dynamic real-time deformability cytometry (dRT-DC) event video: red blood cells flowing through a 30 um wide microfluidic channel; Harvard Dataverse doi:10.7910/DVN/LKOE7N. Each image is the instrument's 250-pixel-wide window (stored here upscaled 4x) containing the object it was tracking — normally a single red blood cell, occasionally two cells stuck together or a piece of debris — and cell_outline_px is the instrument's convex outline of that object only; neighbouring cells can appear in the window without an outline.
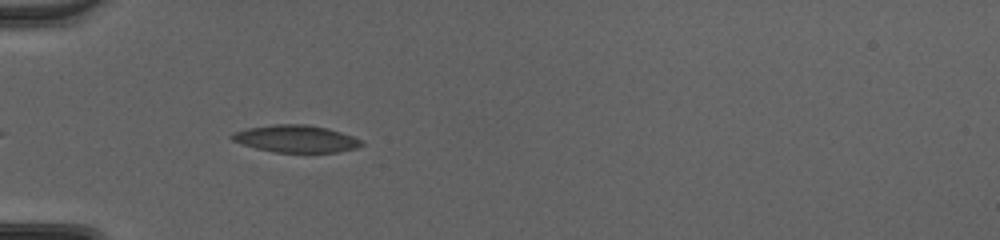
{"species": "common noctule bat (a hibernating species)", "species_latin": "Nyctalus noctula", "temperature_condition": "cold", "stored_images_in_passage": 37, "camera_frame_rate_fps": 3000, "um_per_image_px": 0.085, "animal": {"sex": "female", "body_mass_g": 20.0, "forearm_length_mm": 54.0}, "frame": {"image": 1, "passage_image": 3, "time_ms": 0.667, "image_size_px": [1000, 240], "cell_outline_px": [[364, 144], [356, 148], [336, 152], [276, 152], [244, 144], [232, 140], [228, 136], [232, 132], [248, 128], [276, 124], [304, 124], [324, 128], [340, 132], [352, 136], [360, 140]], "centroid_in_image_um": [25.13, 11.79], "position_along_channel_um": 59.9, "area_um2": 20.11}}
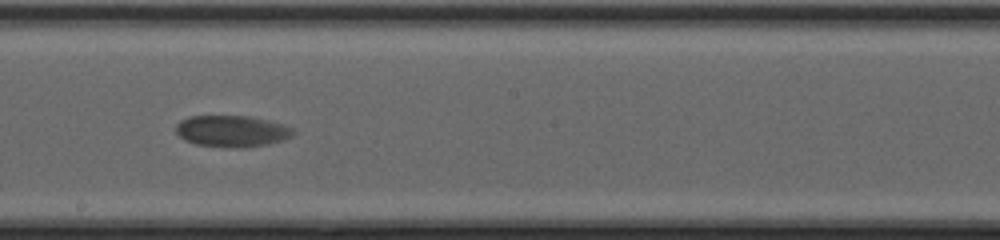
{"frame": {"image": 2, "passage_image": 16, "time_ms": 5.0, "image_size_px": [1000, 240], "cell_outline_px": [[296, 132], [280, 140], [248, 148], [236, 148], [196, 144], [184, 140], [176, 132], [176, 124], [180, 120], [188, 116], [248, 116], [280, 124], [292, 128]], "centroid_in_image_um": [19.63, 11.15], "position_along_channel_um": 228.6, "area_um2": 21.15}}
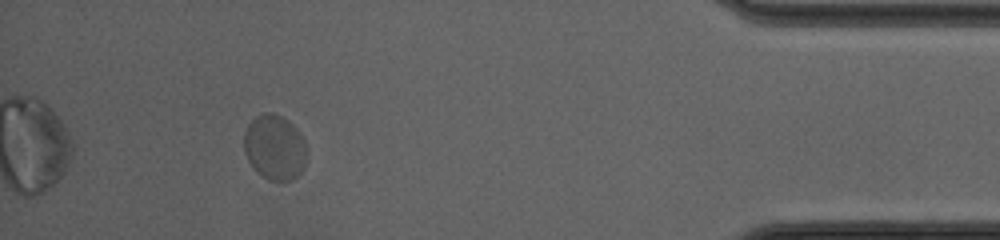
{"frame": {"image": 3, "passage_image": 33, "time_ms": 10.667, "image_size_px": [1000, 240], "cell_outline_px": [[304, 168], [292, 180], [268, 180], [256, 172], [252, 168], [244, 152], [244, 132], [248, 124], [256, 116], [264, 112], [272, 112], [288, 120], [296, 128], [304, 140]], "centroid_in_image_um": [23.3, 12.52], "position_along_channel_um": 411.9, "area_um2": 23.7}, "authors_computed_cell_mechanics": {"area_um2": 21.3282, "velocity_mm_per_s": 4.0952, "shape_relaxation_time_tau1_ms": 1.1402, "shape_relaxation_time_tau2_ms": null, "deformation_change_tau1": 0.0477, "deformation_change_tau2": null}}